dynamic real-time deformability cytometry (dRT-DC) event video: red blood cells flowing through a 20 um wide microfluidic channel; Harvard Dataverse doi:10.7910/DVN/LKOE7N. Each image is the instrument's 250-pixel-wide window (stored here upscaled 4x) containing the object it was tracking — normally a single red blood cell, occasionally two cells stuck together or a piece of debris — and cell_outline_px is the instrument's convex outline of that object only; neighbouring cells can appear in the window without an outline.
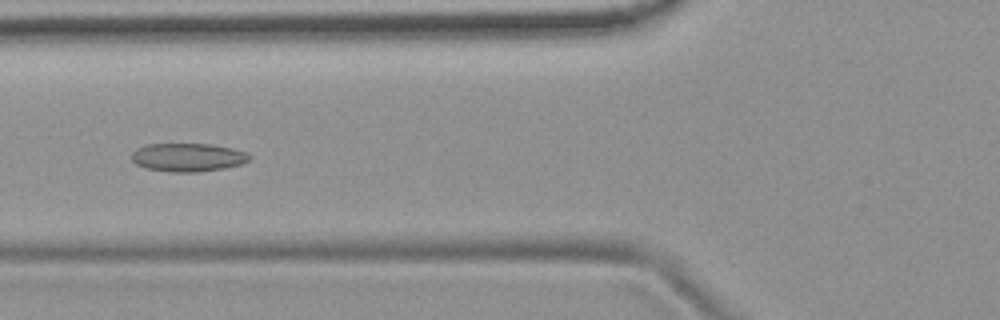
{"species": "common noctule bat (a hibernating species)", "species_latin": "Nyctalus noctula", "temperature_condition": "room temperature", "stored_images_in_passage": 9, "camera_frame_rate_fps": 3000, "um_per_image_px": 0.085, "animal": {"sex": "female", "body_mass_g": 19.9}, "frame": {"image": 1, "passage_image": 6, "time_ms": 6.667, "image_size_px": [1000, 320], "cell_outline_px": [[252, 156], [248, 160], [240, 164], [224, 168], [196, 172], [172, 172], [144, 168], [136, 164], [132, 160], [132, 152], [136, 148], [144, 144], [212, 144], [232, 148], [244, 152]], "centroid_in_image_um": [15.92, 13.37], "position_along_channel_um": 109.9, "area_um2": 19.48}}
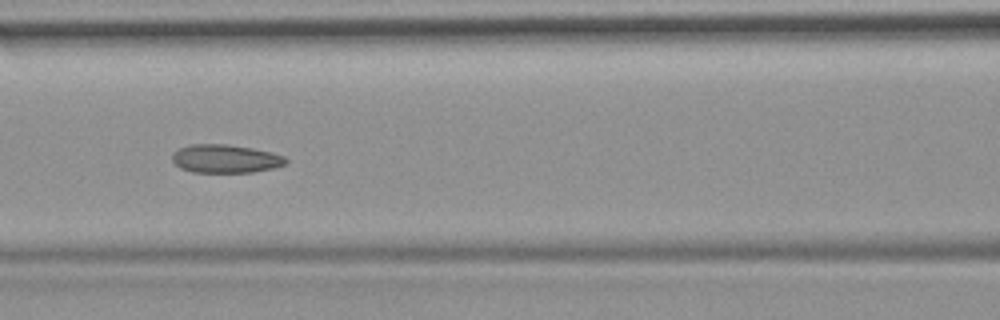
{"frame": {"image": 2, "passage_image": 7, "time_ms": 7.667, "image_size_px": [1000, 320], "cell_outline_px": [[288, 160], [284, 164], [272, 168], [252, 172], [192, 172], [180, 168], [172, 160], [172, 152], [188, 144], [224, 144], [252, 148], [272, 152], [284, 156]], "centroid_in_image_um": [19.13, 13.48], "position_along_channel_um": 147.5, "area_um2": 18.73}}
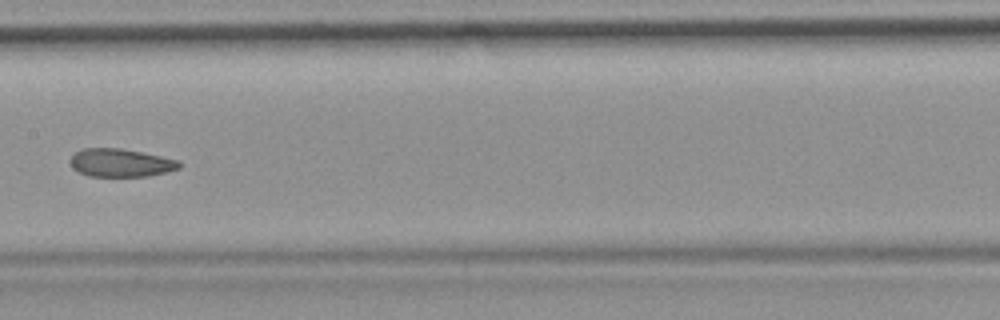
{"frame": {"image": 3, "passage_image": 8, "time_ms": 9.0, "image_size_px": [1000, 320], "cell_outline_px": [[180, 168], [148, 176], [88, 176], [72, 168], [68, 160], [80, 148], [120, 148], [180, 160]], "centroid_in_image_um": [10.21, 13.83], "position_along_channel_um": 197.2, "area_um2": 17.8}}